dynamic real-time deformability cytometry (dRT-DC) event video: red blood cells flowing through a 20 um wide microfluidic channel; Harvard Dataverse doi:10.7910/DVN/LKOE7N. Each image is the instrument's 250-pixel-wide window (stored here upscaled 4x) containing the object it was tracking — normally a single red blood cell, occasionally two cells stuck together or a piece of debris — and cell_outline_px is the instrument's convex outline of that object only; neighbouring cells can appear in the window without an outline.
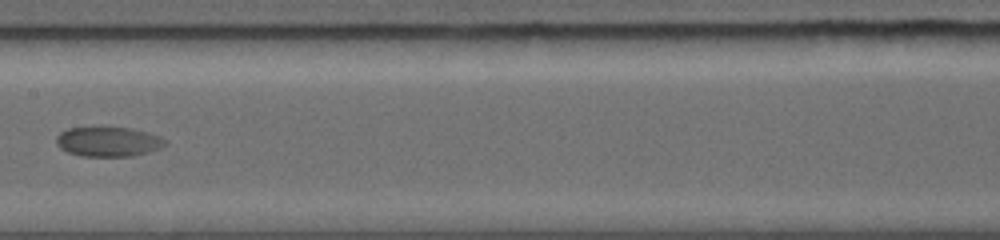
{"species": "common noctule bat (a hibernating species)", "species_latin": "Nyctalus noctula", "temperature_condition": "warm", "stored_images_in_passage": 44, "camera_frame_rate_fps": 5000, "um_per_image_px": 0.085, "animal": {"sex": "female", "body_mass_g": 19.0, "forearm_length_mm": 56.7}, "frame": {"image": 1, "passage_image": 14, "time_ms": 3.6, "image_size_px": [1000, 240], "cell_outline_px": [[168, 144], [160, 148], [148, 152], [132, 156], [80, 156], [68, 152], [60, 148], [56, 144], [56, 136], [60, 132], [68, 128], [132, 128], [148, 132], [160, 136], [168, 140]], "centroid_in_image_um": [9.23, 12.05], "position_along_channel_um": 198.2, "area_um2": 18.9}}
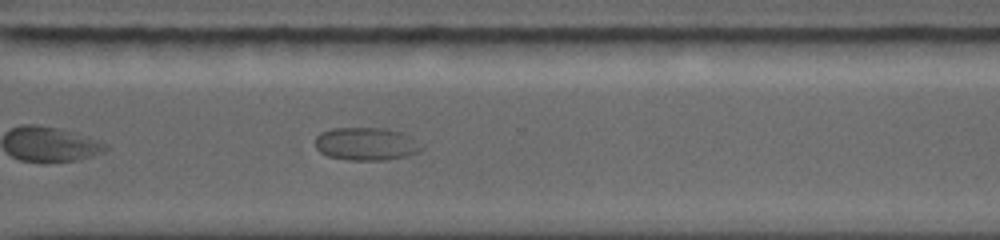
{"frame": {"image": 2, "passage_image": 29, "time_ms": 7.0, "image_size_px": [1000, 240], "cell_outline_px": [[424, 148], [420, 152], [408, 156], [384, 160], [348, 160], [328, 156], [320, 152], [316, 148], [316, 136], [320, 132], [332, 128], [388, 128], [404, 132], [412, 136]], "centroid_in_image_um": [31.17, 12.22], "position_along_channel_um": 339.4, "area_um2": 20.75}}
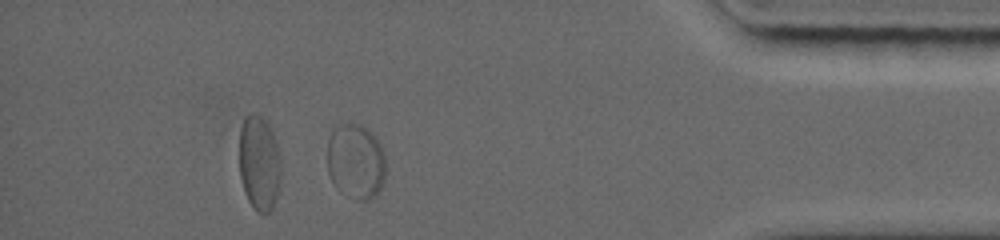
{"frame": {"image": 3, "passage_image": 38, "time_ms": 9.6, "image_size_px": [1000, 240], "cell_outline_px": [[384, 180], [380, 188], [368, 200], [356, 200], [340, 192], [336, 188], [328, 172], [328, 140], [332, 132], [340, 124], [348, 120], [360, 124], [368, 128], [376, 136], [380, 144], [384, 156]], "centroid_in_image_um": [30.23, 13.67], "position_along_channel_um": 405.0, "area_um2": 25.78}}